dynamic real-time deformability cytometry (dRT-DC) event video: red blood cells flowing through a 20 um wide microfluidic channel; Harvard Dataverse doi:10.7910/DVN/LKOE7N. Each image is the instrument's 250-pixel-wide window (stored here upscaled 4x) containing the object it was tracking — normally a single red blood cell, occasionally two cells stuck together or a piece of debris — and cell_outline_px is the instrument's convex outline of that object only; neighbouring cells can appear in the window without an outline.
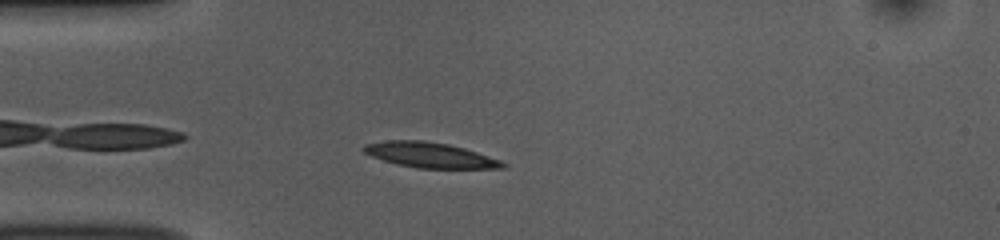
{"species": "common noctule bat (a hibernating species)", "species_latin": "Nyctalus noctula", "temperature_condition": "room temperature", "stored_images_in_passage": 42, "camera_frame_rate_fps": 3000, "um_per_image_px": 0.085, "animal": {"sex": "female", "body_mass_g": 10.0, "forearm_length_mm": 53.1}, "frame": {"image": 1, "passage_image": 3, "time_ms": 0.667, "image_size_px": [1000, 240], "cell_outline_px": [[508, 164], [504, 168], [416, 168], [396, 164], [372, 156], [364, 152], [360, 148], [364, 144], [388, 140], [424, 140], [448, 144], [464, 148], [500, 160]], "centroid_in_image_um": [36.52, 13.17], "position_along_channel_um": 48.5, "area_um2": 20.4}}
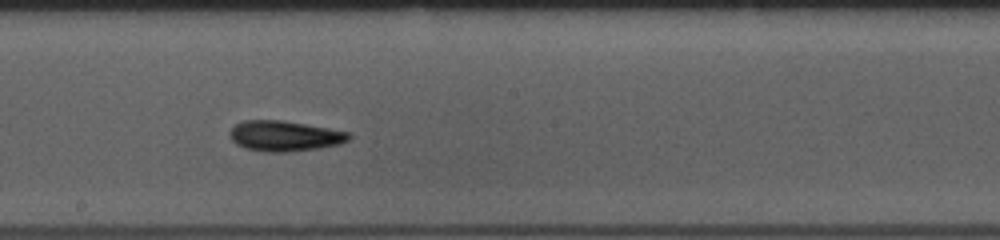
{"frame": {"image": 2, "passage_image": 18, "time_ms": 5.667, "image_size_px": [1000, 240], "cell_outline_px": [[352, 136], [348, 140], [340, 144], [320, 148], [284, 152], [264, 152], [244, 148], [236, 144], [232, 140], [228, 132], [236, 124], [244, 120], [284, 120], [328, 128], [348, 132]], "centroid_in_image_um": [24.17, 11.56], "position_along_channel_um": 224.0, "area_um2": 21.21}}
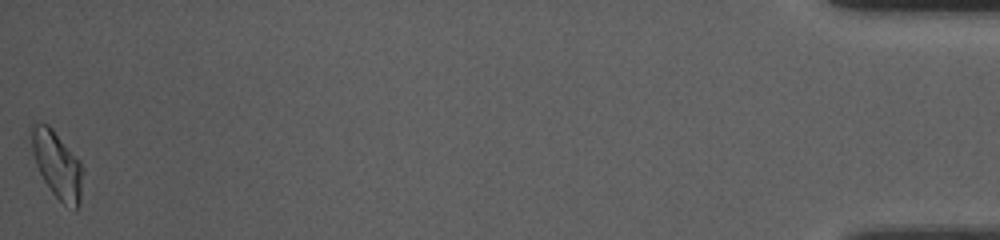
{"frame": {"image": 3, "passage_image": 42, "time_ms": 13.667, "image_size_px": [1000, 240], "cell_outline_px": [[84, 168], [80, 204], [76, 212], [64, 204], [52, 192], [44, 180], [36, 164], [32, 152], [28, 128], [32, 120], [40, 120], [48, 124], [52, 128], [80, 160]], "centroid_in_image_um": [4.84, 13.93], "position_along_channel_um": 430.4, "area_um2": 20.81}, "authors_computed_cell_mechanics": {"area_um2": 20.0566, "velocity_mm_per_s": 3.7679, "shape_relaxation_time_tau1_ms": 3.9908, "shape_relaxation_time_tau2_ms": 7.257, "deformation_change_tau1": 0.1422, "deformation_change_tau2": 0.1498}}